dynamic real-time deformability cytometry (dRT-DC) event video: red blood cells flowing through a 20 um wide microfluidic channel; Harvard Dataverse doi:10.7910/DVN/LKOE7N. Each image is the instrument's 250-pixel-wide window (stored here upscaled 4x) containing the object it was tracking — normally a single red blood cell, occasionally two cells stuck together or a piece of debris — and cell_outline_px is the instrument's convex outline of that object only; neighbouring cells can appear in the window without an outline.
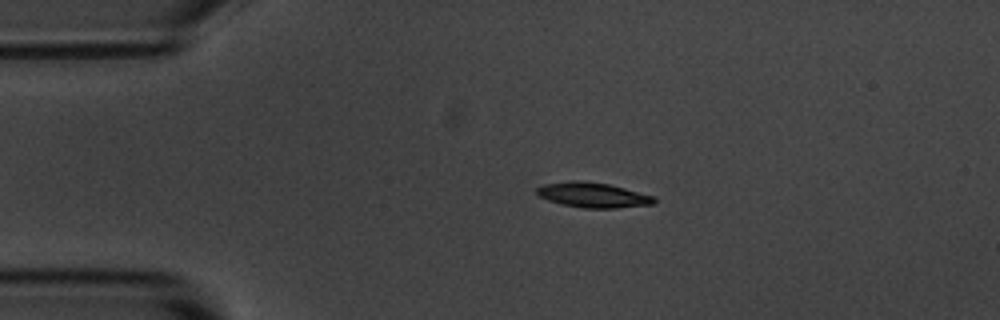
{"species": "common noctule bat (a hibernating species)", "species_latin": "Nyctalus noctula", "temperature_condition": "room temperature", "stored_images_in_passage": 3, "camera_frame_rate_fps": 3000, "um_per_image_px": 0.085, "animal": {"sex": "male", "body_mass_g": 20.1, "forearm_length_mm": 53.5}, "frame": {"image": 1, "passage_image": 2, "time_ms": 1.333, "image_size_px": [1000, 320], "cell_outline_px": [[656, 204], [616, 208], [584, 208], [560, 204], [548, 200], [540, 196], [536, 192], [536, 188], [544, 184], [572, 180], [584, 180], [608, 184], [656, 196]], "centroid_in_image_um": [50.43, 16.57], "position_along_channel_um": 34.6, "area_um2": 17.28}}